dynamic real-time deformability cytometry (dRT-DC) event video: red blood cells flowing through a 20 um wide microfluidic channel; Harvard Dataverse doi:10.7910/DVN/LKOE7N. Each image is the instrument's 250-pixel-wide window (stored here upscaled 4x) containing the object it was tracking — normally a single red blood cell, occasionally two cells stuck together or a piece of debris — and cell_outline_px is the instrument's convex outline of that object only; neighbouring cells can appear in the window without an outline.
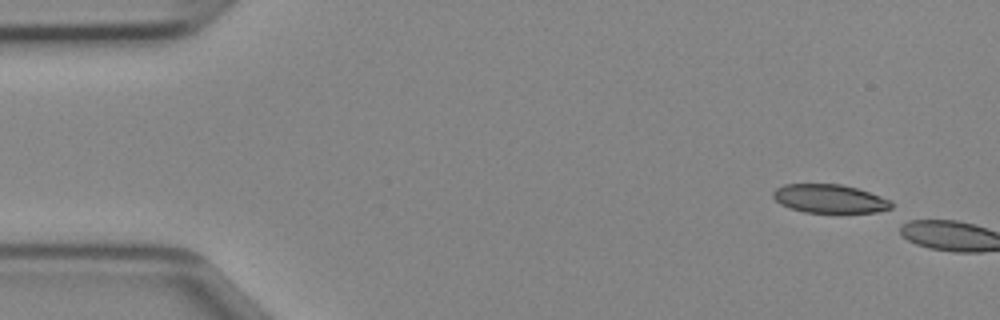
{"species": "Egyptian fruit bat (a non-hibernating species)", "species_latin": "Rousettus aegyptiacus", "temperature_condition": "cold", "stored_images_in_passage": 3, "camera_frame_rate_fps": 3000, "um_per_image_px": 0.085, "animal": {"sex": "female"}, "frame": {"image": 1, "passage_image": 1, "time_ms": 0.0, "image_size_px": [1000, 320], "cell_outline_px": [[892, 208], [876, 212], [804, 212], [788, 208], [780, 204], [772, 196], [772, 192], [776, 188], [784, 184], [840, 184], [856, 188], [892, 200]], "centroid_in_image_um": [70.48, 16.89], "position_along_channel_um": 14.5, "area_um2": 19.65}}